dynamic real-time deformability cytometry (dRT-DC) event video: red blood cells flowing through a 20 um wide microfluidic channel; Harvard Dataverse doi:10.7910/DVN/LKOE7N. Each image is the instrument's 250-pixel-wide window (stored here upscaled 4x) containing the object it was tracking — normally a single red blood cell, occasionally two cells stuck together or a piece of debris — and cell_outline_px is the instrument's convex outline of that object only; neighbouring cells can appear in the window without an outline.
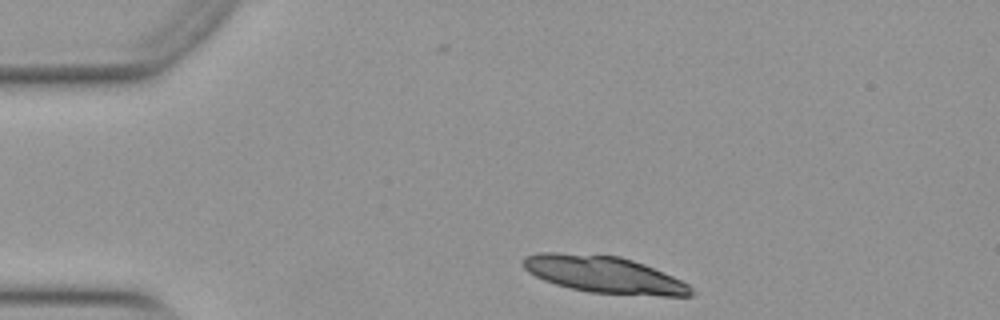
{"species": "Egyptian fruit bat (a non-hibernating species)", "species_latin": "Rousettus aegyptiacus", "temperature_condition": "warm", "stored_images_in_passage": 15, "segment_of_instrument_passage": [1, 2], "camera_frame_rate_fps": 3000, "um_per_image_px": 0.085, "animal": {"sex": "female"}, "frame": {"image": 1, "passage_image": 1, "time_ms": 0.0, "image_size_px": [1000, 320], "cell_outline_px": [[696, 292], [692, 296], [660, 296], [588, 292], [556, 284], [544, 280], [528, 272], [520, 264], [520, 260], [524, 256], [540, 252], [556, 252], [620, 256], [644, 264], [664, 272], [688, 284]], "centroid_in_image_um": [51.32, 23.33], "position_along_channel_um": 33.7, "area_um2": 36.24}}